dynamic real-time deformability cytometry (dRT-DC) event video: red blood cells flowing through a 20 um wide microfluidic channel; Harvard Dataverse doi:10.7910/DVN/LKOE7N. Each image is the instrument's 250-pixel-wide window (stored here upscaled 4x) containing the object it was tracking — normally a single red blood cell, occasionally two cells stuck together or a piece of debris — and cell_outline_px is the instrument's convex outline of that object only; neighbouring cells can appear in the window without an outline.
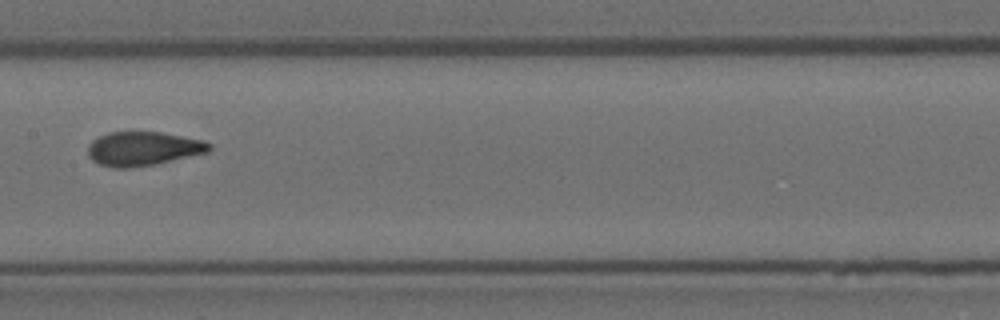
{"species": "Egyptian fruit bat (a non-hibernating species)", "species_latin": "Rousettus aegyptiacus", "temperature_condition": "room temperature", "stored_images_in_passage": 6, "camera_frame_rate_fps": 3000, "um_per_image_px": 0.085, "animal": {"sex": "female"}, "frame": {"image": 1, "passage_image": 6, "time_ms": 1.667, "image_size_px": [1000, 320], "cell_outline_px": [[212, 148], [208, 152], [156, 164], [128, 168], [112, 168], [100, 164], [92, 160], [88, 156], [88, 144], [92, 140], [108, 132], [160, 132], [204, 140], [212, 144]], "centroid_in_image_um": [12.16, 12.64], "position_along_channel_um": 195.2, "area_um2": 24.16}}